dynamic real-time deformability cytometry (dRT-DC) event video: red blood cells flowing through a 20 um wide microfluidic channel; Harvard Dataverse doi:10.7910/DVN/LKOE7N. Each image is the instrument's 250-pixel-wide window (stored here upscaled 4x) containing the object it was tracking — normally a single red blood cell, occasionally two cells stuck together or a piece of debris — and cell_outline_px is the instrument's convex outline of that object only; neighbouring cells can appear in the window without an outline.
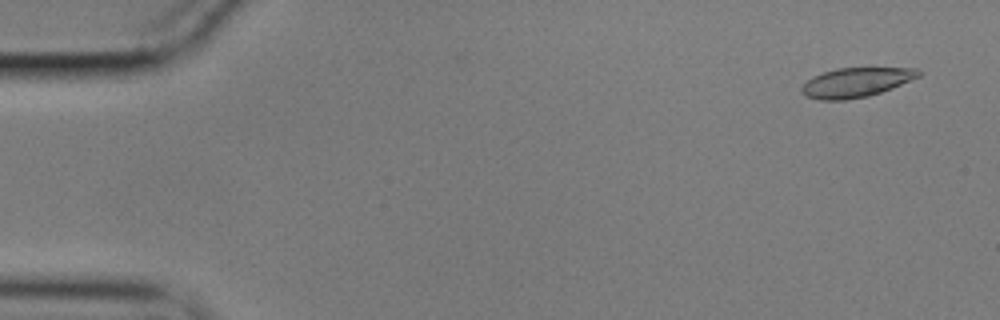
{"species": "common noctule bat (a hibernating species)", "species_latin": "Nyctalus noctula", "temperature_condition": "cold", "stored_images_in_passage": 54, "camera_frame_rate_fps": 3000, "um_per_image_px": 0.085, "animal": {"sex": "male", "body_mass_g": 17.9}, "frame": {"image": 1, "passage_image": 1, "time_ms": 0.0, "image_size_px": [1000, 320], "cell_outline_px": [[920, 76], [892, 88], [868, 96], [844, 100], [820, 100], [808, 96], [800, 92], [800, 88], [812, 76], [824, 72], [840, 68], [916, 68], [920, 72]], "centroid_in_image_um": [72.74, 7.01], "position_along_channel_um": 12.3, "area_um2": 19.83}}
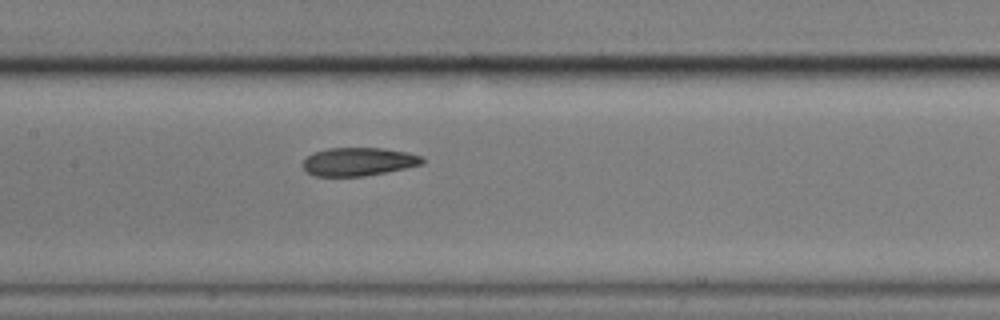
{"frame": {"image": 2, "passage_image": 25, "time_ms": 8.0, "image_size_px": [1000, 320], "cell_outline_px": [[424, 164], [364, 176], [316, 176], [308, 172], [304, 168], [304, 160], [312, 152], [328, 148], [384, 148], [408, 152], [424, 156]], "centroid_in_image_um": [30.51, 13.73], "position_along_channel_um": 176.9, "area_um2": 19.65}}
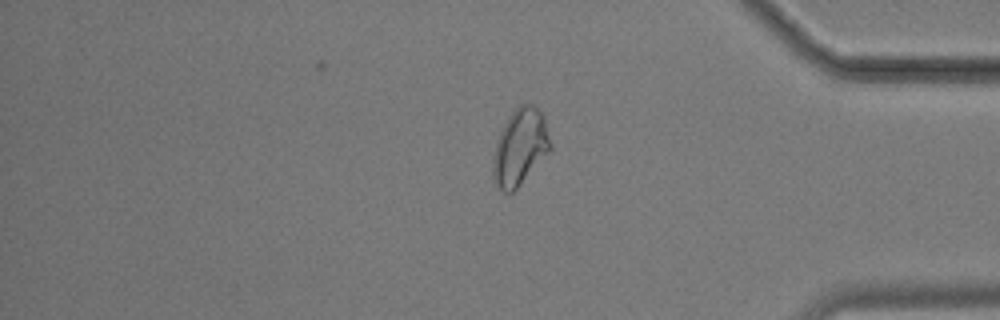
{"frame": {"image": 3, "passage_image": 45, "time_ms": 14.667, "image_size_px": [1000, 320], "cell_outline_px": [[552, 148], [516, 188], [512, 192], [504, 192], [496, 184], [492, 176], [492, 160], [496, 144], [500, 132], [508, 116], [520, 104], [532, 104], [544, 116]], "centroid_in_image_um": [44.19, 12.49], "position_along_channel_um": 391.0, "area_um2": 25.09}}